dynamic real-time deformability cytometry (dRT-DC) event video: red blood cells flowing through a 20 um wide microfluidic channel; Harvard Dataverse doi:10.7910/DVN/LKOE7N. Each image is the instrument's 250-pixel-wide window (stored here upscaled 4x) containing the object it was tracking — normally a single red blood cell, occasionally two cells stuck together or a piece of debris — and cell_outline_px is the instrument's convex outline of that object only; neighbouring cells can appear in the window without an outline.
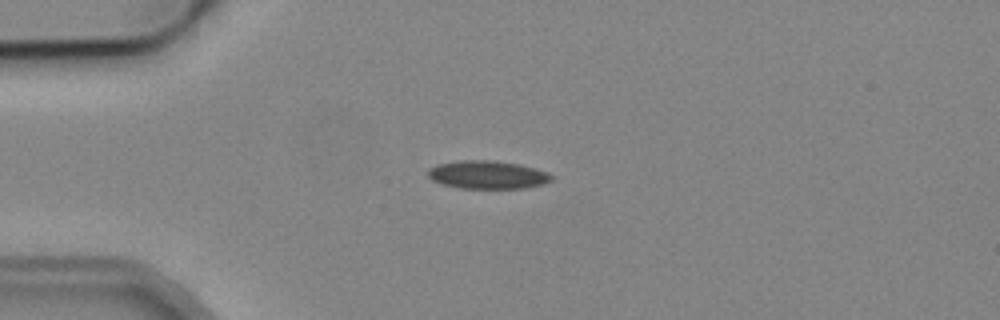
{"species": "common noctule bat (a hibernating species)", "species_latin": "Nyctalus noctula", "temperature_condition": "cold", "stored_images_in_passage": 5, "camera_frame_rate_fps": 3000, "um_per_image_px": 0.085, "animal": {"sex": "male", "body_mass_g": 19.2, "forearm_length_mm": 51.8}, "frame": {"image": 1, "passage_image": 3, "time_ms": 2.333, "image_size_px": [1000, 320], "cell_outline_px": [[552, 180], [544, 184], [524, 188], [460, 188], [440, 184], [432, 180], [428, 176], [428, 172], [432, 168], [440, 164], [460, 160], [492, 160], [520, 164], [536, 168], [548, 172], [552, 176]], "centroid_in_image_um": [41.48, 14.86], "position_along_channel_um": 43.5, "area_um2": 20.23}}